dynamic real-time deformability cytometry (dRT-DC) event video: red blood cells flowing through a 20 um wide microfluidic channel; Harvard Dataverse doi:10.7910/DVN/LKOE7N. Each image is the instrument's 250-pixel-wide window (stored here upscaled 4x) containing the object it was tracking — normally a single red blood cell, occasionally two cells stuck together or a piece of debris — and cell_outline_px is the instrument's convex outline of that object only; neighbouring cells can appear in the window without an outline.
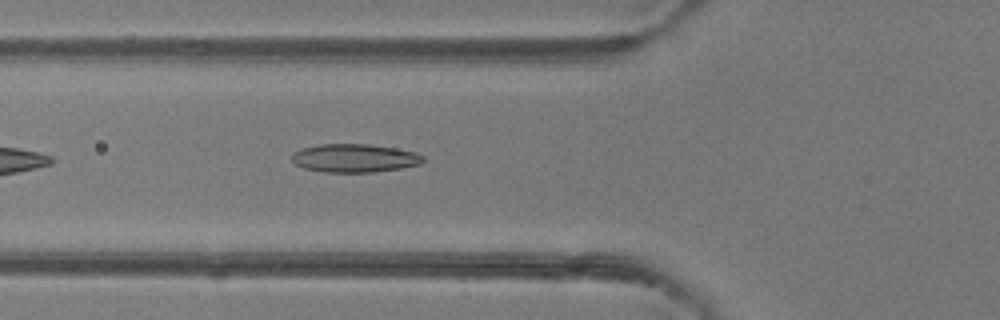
{"species": "common noctule bat (a hibernating species)", "species_latin": "Nyctalus noctula", "temperature_condition": "room temperature", "stored_images_in_passage": 10, "camera_frame_rate_fps": 3000, "um_per_image_px": 0.085, "animal": {"sex": "female"}, "frame": {"image": 1, "passage_image": 4, "time_ms": 1.0, "image_size_px": [1000, 320], "cell_outline_px": [[424, 160], [420, 164], [400, 168], [372, 172], [324, 172], [304, 168], [296, 164], [292, 160], [292, 152], [304, 148], [320, 144], [368, 144], [396, 148], [416, 152], [424, 156]], "centroid_in_image_um": [30.14, 13.43], "position_along_channel_um": 95.7, "area_um2": 21.62}}
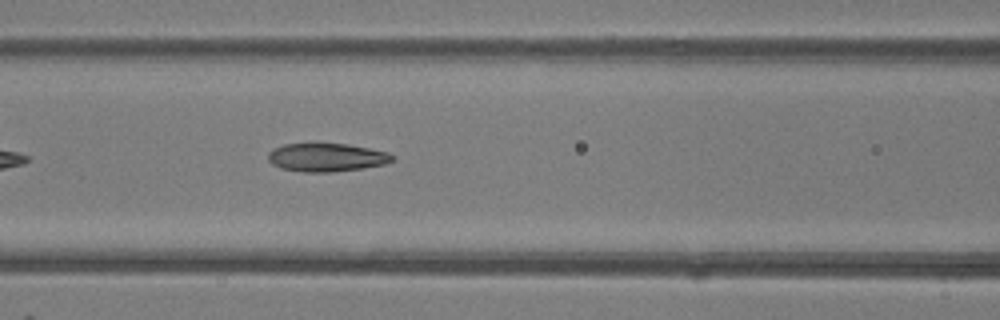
{"frame": {"image": 2, "passage_image": 7, "time_ms": 2.0, "image_size_px": [1000, 320], "cell_outline_px": [[392, 160], [384, 164], [360, 168], [332, 172], [304, 172], [280, 168], [272, 164], [268, 160], [268, 152], [272, 148], [284, 144], [348, 144], [388, 152], [392, 156]], "centroid_in_image_um": [27.69, 13.38], "position_along_channel_um": 138.9, "area_um2": 20.29}}